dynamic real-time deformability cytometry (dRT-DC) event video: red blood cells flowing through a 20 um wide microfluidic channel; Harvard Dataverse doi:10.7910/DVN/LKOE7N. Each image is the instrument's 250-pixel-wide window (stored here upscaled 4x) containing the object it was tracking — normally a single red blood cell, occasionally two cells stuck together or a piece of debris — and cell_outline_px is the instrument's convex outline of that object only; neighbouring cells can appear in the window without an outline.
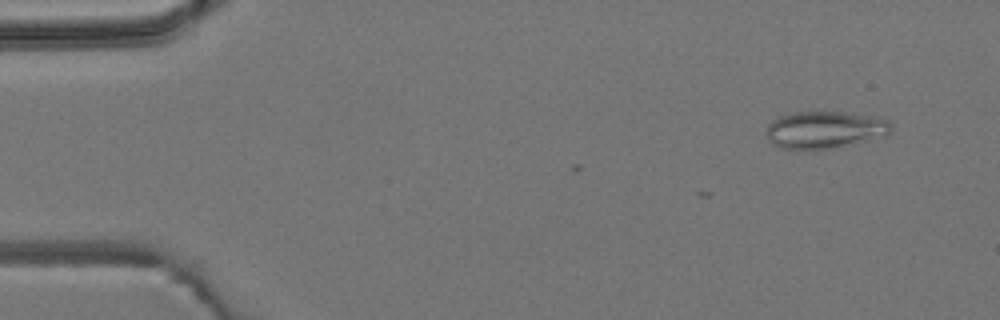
{"species": "common noctule bat (a hibernating species)", "species_latin": "Nyctalus noctula", "temperature_condition": "room temperature", "stored_images_in_passage": 4, "camera_frame_rate_fps": 3000, "um_per_image_px": 0.085, "animal": {"sex": "male", "body_mass_g": 19.2, "forearm_length_mm": 51.8}, "frame": {"image": 1, "passage_image": 2, "time_ms": 1.0, "image_size_px": [1000, 320], "cell_outline_px": [[892, 128], [888, 136], [836, 148], [780, 148], [772, 144], [768, 140], [768, 124], [772, 120], [780, 116], [796, 112], [844, 112], [868, 116], [888, 120], [892, 124]], "centroid_in_image_um": [70.15, 11.03], "position_along_channel_um": 14.8, "area_um2": 26.88}}